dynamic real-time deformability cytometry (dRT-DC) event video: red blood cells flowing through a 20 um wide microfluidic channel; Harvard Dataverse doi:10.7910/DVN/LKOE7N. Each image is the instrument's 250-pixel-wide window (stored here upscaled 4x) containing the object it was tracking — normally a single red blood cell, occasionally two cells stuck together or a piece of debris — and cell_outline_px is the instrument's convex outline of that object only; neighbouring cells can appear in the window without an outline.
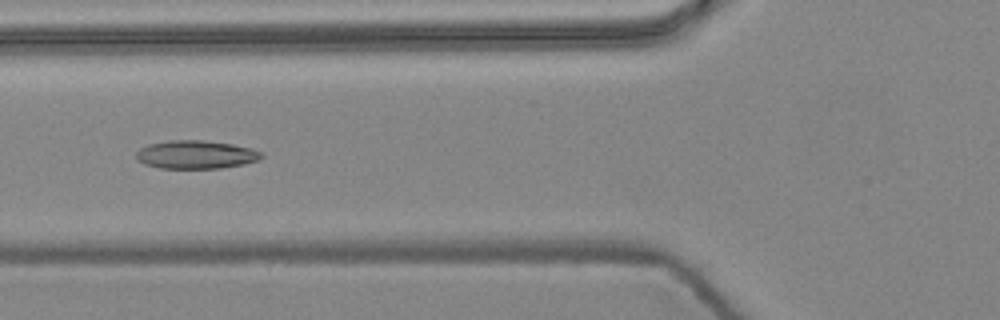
{"species": "common noctule bat (a hibernating species)", "species_latin": "Nyctalus noctula", "temperature_condition": "warm", "stored_images_in_passage": 6, "camera_frame_rate_fps": 3000, "um_per_image_px": 0.085, "animal": {"sex": "female", "body_mass_g": 24.6, "forearm_length_mm": 56.2}, "frame": {"image": 1, "passage_image": 2, "time_ms": 0.333, "image_size_px": [1000, 320], "cell_outline_px": [[264, 156], [260, 160], [244, 164], [220, 168], [160, 168], [144, 164], [136, 156], [136, 152], [140, 148], [148, 144], [172, 140], [204, 140], [232, 144], [252, 148], [260, 152]], "centroid_in_image_um": [16.68, 13.14], "position_along_channel_um": 109.1, "area_um2": 20.63}}
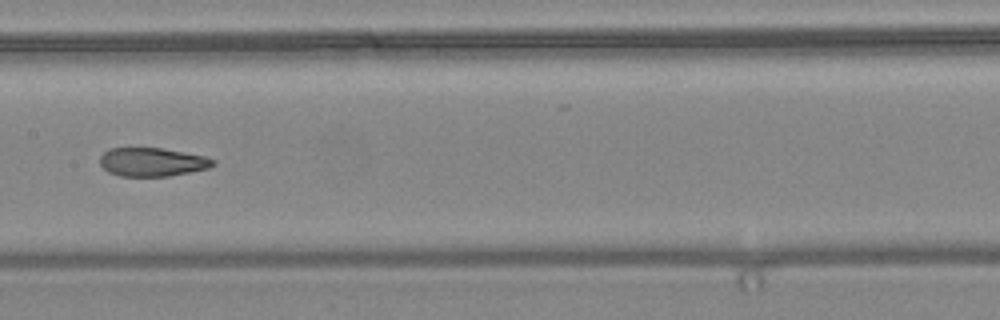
{"frame": {"image": 2, "passage_image": 4, "time_ms": 1.0, "image_size_px": [1000, 320], "cell_outline_px": [[216, 164], [208, 168], [168, 176], [120, 176], [108, 172], [100, 164], [100, 156], [108, 148], [160, 148], [184, 152], [204, 156], [216, 160]], "centroid_in_image_um": [12.93, 13.77], "position_along_channel_um": 194.5, "area_um2": 18.79}}
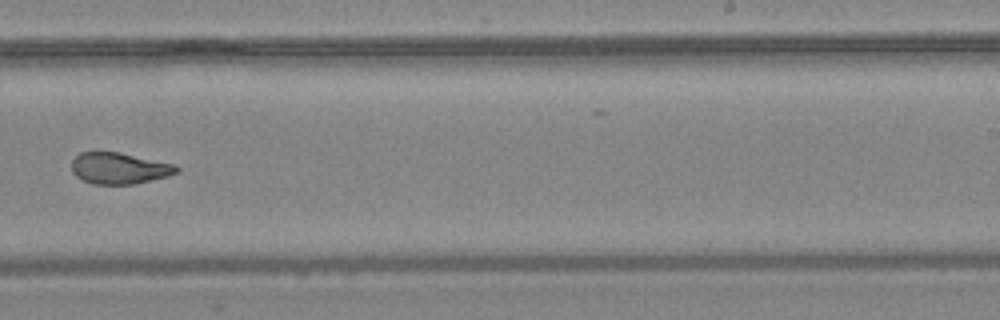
{"frame": {"image": 3, "passage_image": 6, "time_ms": 1.667, "image_size_px": [1000, 320], "cell_outline_px": [[180, 172], [168, 176], [136, 184], [92, 184], [76, 176], [72, 172], [72, 160], [80, 152], [120, 152], [176, 164], [180, 168]], "centroid_in_image_um": [10.18, 14.3], "position_along_channel_um": 278.8, "area_um2": 19.36}}